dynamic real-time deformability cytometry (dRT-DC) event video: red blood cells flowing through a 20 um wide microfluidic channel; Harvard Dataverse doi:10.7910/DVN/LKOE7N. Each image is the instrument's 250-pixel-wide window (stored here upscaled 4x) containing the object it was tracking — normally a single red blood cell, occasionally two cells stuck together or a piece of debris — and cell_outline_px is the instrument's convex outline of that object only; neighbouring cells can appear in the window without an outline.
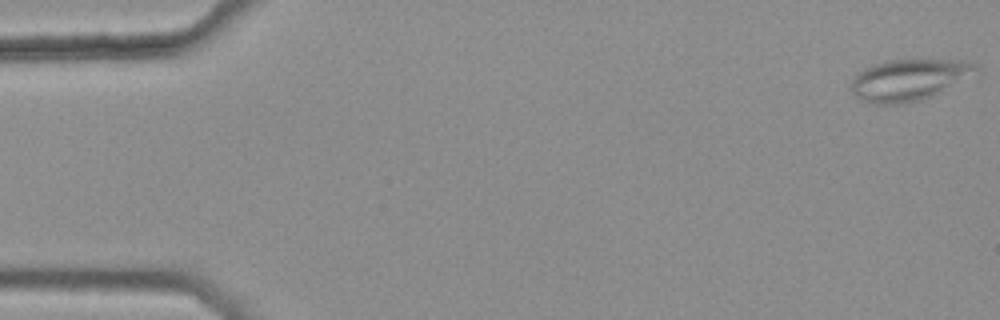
{"species": "common noctule bat (a hibernating species)", "species_latin": "Nyctalus noctula", "temperature_condition": "warm", "stored_images_in_passage": 49, "camera_frame_rate_fps": 3000, "um_per_image_px": 0.085, "animal": {"sex": "female", "body_mass_g": 25.1}, "frame": {"image": 1, "passage_image": 1, "time_ms": 0.0, "image_size_px": [1000, 320], "cell_outline_px": [[980, 76], [932, 96], [920, 100], [904, 104], [872, 104], [856, 96], [848, 88], [852, 80], [864, 68], [888, 60], [964, 60], [976, 64], [980, 68]], "centroid_in_image_um": [77.39, 6.79], "position_along_channel_um": 7.6, "area_um2": 30.87}}
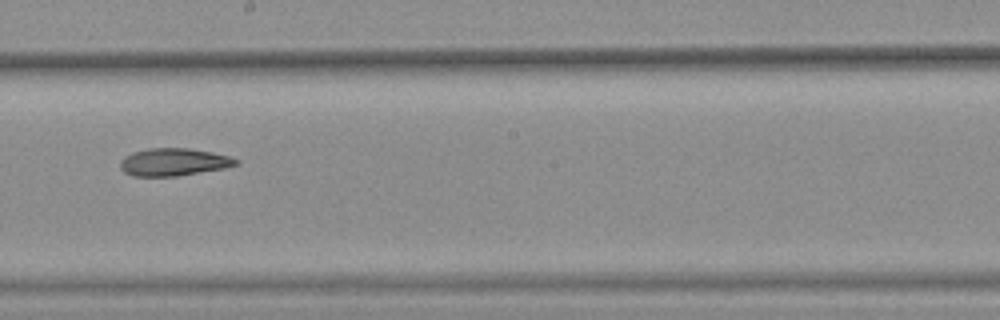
{"frame": {"image": 2, "passage_image": 30, "time_ms": 9.667, "image_size_px": [1000, 320], "cell_outline_px": [[240, 164], [224, 168], [176, 176], [132, 176], [124, 172], [120, 168], [120, 160], [124, 156], [132, 152], [148, 148], [188, 148], [212, 152], [228, 156], [240, 160]], "centroid_in_image_um": [14.74, 13.77], "position_along_channel_um": 233.5, "area_um2": 18.67}}
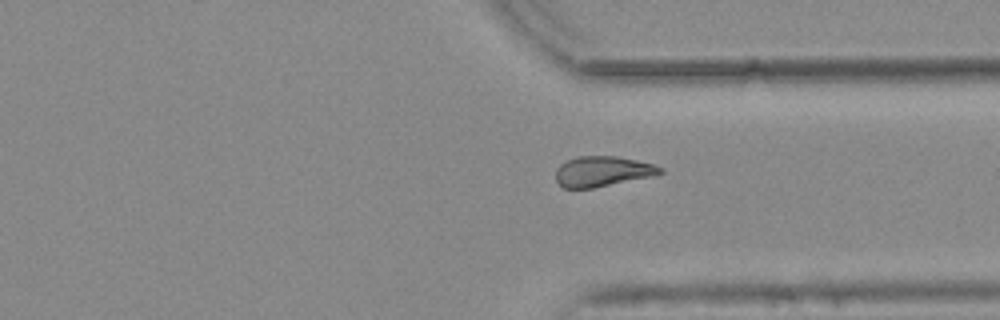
{"frame": {"image": 3, "passage_image": 40, "time_ms": 13.0, "image_size_px": [1000, 320], "cell_outline_px": [[664, 172], [652, 176], [592, 188], [564, 188], [556, 180], [556, 168], [560, 164], [576, 156], [616, 156], [636, 160], [652, 164], [664, 168]], "centroid_in_image_um": [51.2, 14.56], "position_along_channel_um": 360.2, "area_um2": 18.32}}